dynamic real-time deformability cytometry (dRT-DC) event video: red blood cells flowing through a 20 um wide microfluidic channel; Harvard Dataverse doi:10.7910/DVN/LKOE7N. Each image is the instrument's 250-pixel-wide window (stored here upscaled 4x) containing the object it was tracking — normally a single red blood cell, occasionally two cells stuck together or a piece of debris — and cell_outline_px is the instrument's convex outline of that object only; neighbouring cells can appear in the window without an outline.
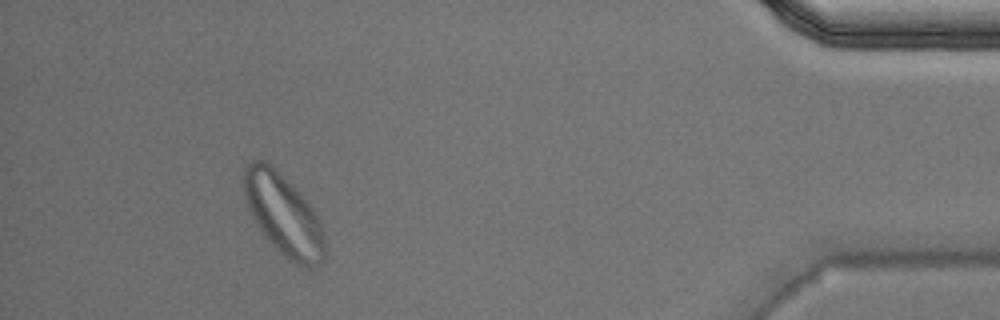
{"species": "Egyptian fruit bat (a non-hibernating species)", "species_latin": "Rousettus aegyptiacus", "temperature_condition": "warm", "stored_images_in_passage": 37, "camera_frame_rate_fps": 3000, "um_per_image_px": 0.085, "animal": {"sex": "male"}, "frame": {"image": 1, "passage_image": 32, "time_ms": 10.333, "image_size_px": [1000, 320], "cell_outline_px": [[324, 252], [316, 268], [304, 268], [288, 260], [268, 240], [256, 224], [244, 200], [244, 164], [252, 160], [264, 160], [276, 168], [300, 192], [316, 212], [324, 232]], "centroid_in_image_um": [24.08, 18.22], "position_along_channel_um": 411.1, "area_um2": 38.55}, "authors_computed_cell_mechanics": {"area_um2": 23.698, "velocity_mm_per_s": 3.9093, "shape_relaxation_time_tau1_ms": null, "shape_relaxation_time_tau2_ms": 2.0057, "deformation_change_tau1": null, "deformation_change_tau2": 0.0612}}